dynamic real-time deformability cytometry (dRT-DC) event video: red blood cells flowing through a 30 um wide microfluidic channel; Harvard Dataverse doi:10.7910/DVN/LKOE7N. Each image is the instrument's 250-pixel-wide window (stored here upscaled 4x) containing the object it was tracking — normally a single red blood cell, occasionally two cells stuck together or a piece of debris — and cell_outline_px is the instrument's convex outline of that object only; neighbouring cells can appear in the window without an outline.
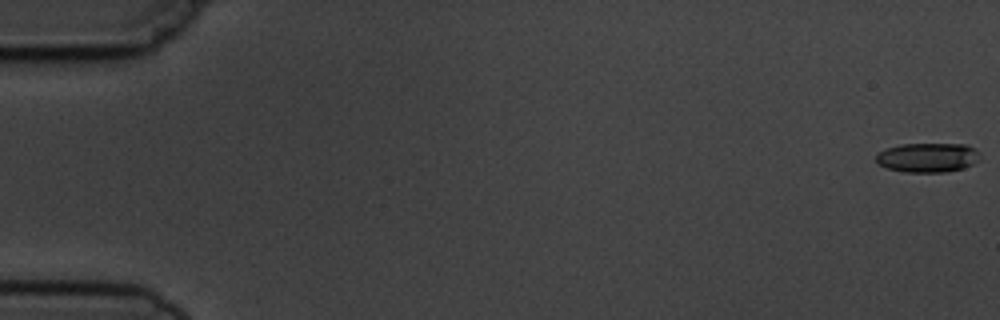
{"species": "common noctule bat (a hibernating species)", "species_latin": "Nyctalus noctula", "temperature_condition": "cold", "stored_images_in_passage": 7, "camera_frame_rate_fps": 3000, "um_per_image_px": 0.085, "animal": {"sex": "male", "body_mass_g": 19.5, "forearm_length_mm": 54.6}, "frame": {"image": 1, "passage_image": 1, "time_ms": 0.0, "image_size_px": [1000, 320], "cell_outline_px": [[980, 160], [964, 168], [944, 172], [904, 172], [888, 168], [880, 164], [876, 160], [876, 156], [880, 152], [888, 148], [900, 144], [968, 144], [976, 148], [980, 152]], "centroid_in_image_um": [78.93, 13.38], "position_along_channel_um": 6.1, "area_um2": 17.86}}
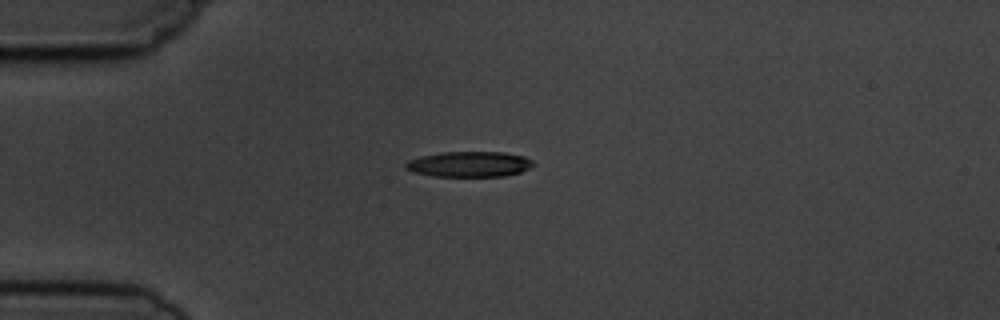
{"frame": {"image": 2, "passage_image": 5, "time_ms": 4.667, "image_size_px": [1000, 320], "cell_outline_px": [[536, 164], [520, 172], [504, 176], [432, 176], [412, 172], [404, 168], [404, 164], [408, 160], [420, 156], [440, 152], [504, 152], [524, 156], [532, 160]], "centroid_in_image_um": [39.86, 13.95], "position_along_channel_um": 45.1, "area_um2": 19.07}}
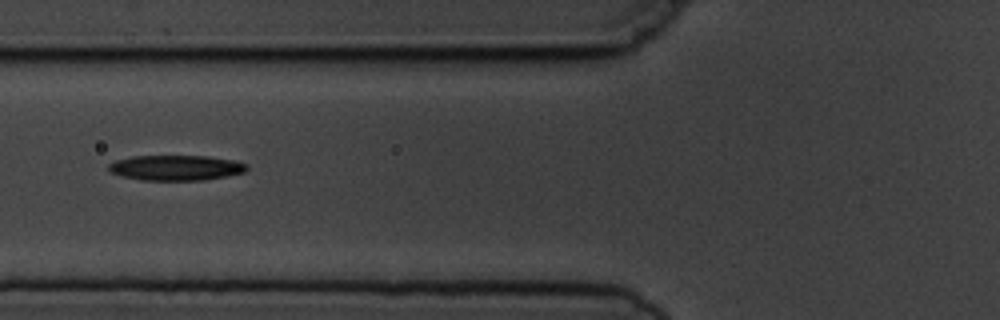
{"frame": {"image": 3, "passage_image": 7, "time_ms": 7.0, "image_size_px": [1000, 320], "cell_outline_px": [[248, 168], [244, 172], [204, 180], [140, 180], [124, 176], [112, 172], [108, 168], [108, 164], [116, 160], [132, 156], [208, 156], [236, 160], [248, 164]], "centroid_in_image_um": [14.98, 14.25], "position_along_channel_um": 110.8, "area_um2": 20.29}}